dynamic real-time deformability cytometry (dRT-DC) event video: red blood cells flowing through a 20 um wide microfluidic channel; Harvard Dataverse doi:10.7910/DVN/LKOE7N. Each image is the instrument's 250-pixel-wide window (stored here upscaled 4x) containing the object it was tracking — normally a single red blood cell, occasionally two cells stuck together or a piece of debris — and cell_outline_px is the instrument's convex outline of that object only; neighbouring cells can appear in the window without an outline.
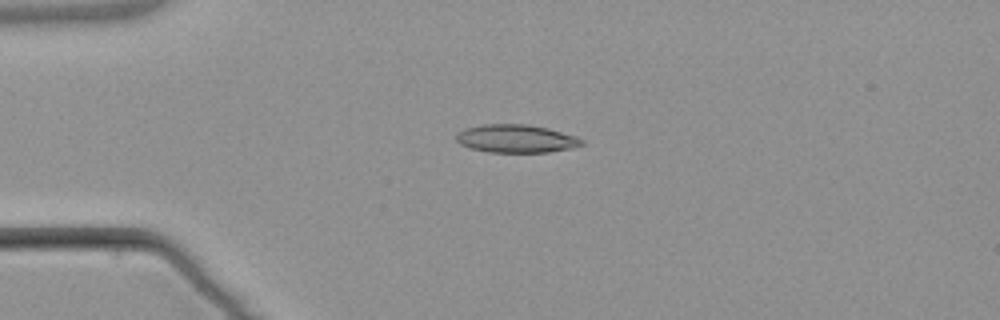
{"species": "common noctule bat (a hibernating species)", "species_latin": "Nyctalus noctula", "temperature_condition": "warm", "stored_images_in_passage": 3, "camera_frame_rate_fps": 3000, "um_per_image_px": 0.085, "animal": {"sex": "male", "body_mass_g": 21.5, "forearm_length_mm": 52.0}, "frame": {"image": 1, "passage_image": 1, "time_ms": 0.0, "image_size_px": [1000, 320], "cell_outline_px": [[584, 144], [572, 148], [548, 152], [488, 152], [472, 148], [460, 144], [456, 140], [456, 132], [464, 128], [484, 124], [528, 124], [548, 128], [576, 136], [584, 140]], "centroid_in_image_um": [43.87, 11.78], "position_along_channel_um": 41.1, "area_um2": 20.63}}
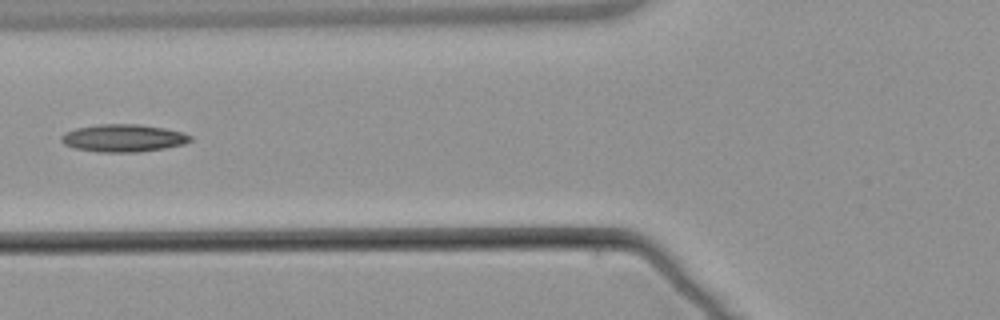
{"frame": {"image": 2, "passage_image": 3, "time_ms": 2.667, "image_size_px": [1000, 320], "cell_outline_px": [[192, 140], [184, 144], [164, 148], [140, 152], [96, 152], [72, 148], [64, 144], [60, 140], [60, 136], [64, 132], [76, 128], [100, 124], [140, 124], [164, 128], [184, 132], [192, 136]], "centroid_in_image_um": [10.46, 11.74], "position_along_channel_um": 115.3, "area_um2": 20.98}}